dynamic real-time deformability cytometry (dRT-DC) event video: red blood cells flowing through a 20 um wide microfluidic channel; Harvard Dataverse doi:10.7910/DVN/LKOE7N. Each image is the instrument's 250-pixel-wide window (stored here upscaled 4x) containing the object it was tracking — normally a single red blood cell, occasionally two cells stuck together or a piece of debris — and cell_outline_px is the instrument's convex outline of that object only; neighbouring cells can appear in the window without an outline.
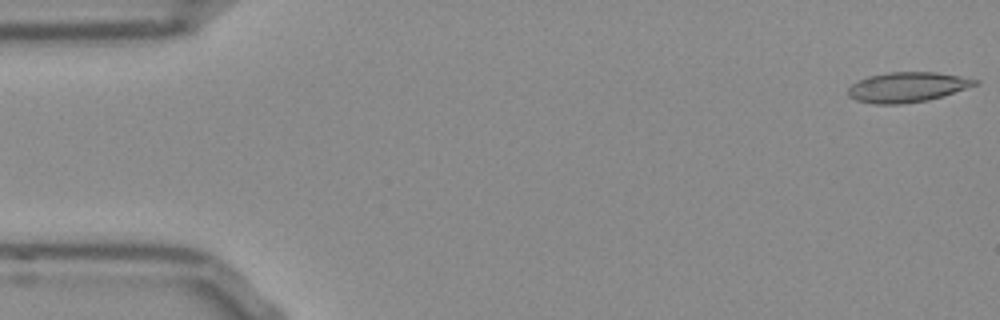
{"species": "Egyptian fruit bat (a non-hibernating species)", "species_latin": "Rousettus aegyptiacus", "temperature_condition": "room temperature", "stored_images_in_passage": 52, "camera_frame_rate_fps": 3000, "um_per_image_px": 0.085, "frame": {"image": 1, "passage_image": 1, "time_ms": 0.0, "image_size_px": [1000, 320], "cell_outline_px": [[980, 80], [976, 84], [928, 100], [900, 104], [872, 104], [856, 100], [848, 96], [848, 88], [852, 84], [868, 76], [888, 72], [936, 72], [960, 76]], "centroid_in_image_um": [77.06, 7.4], "position_along_channel_um": 7.9, "area_um2": 21.91}}
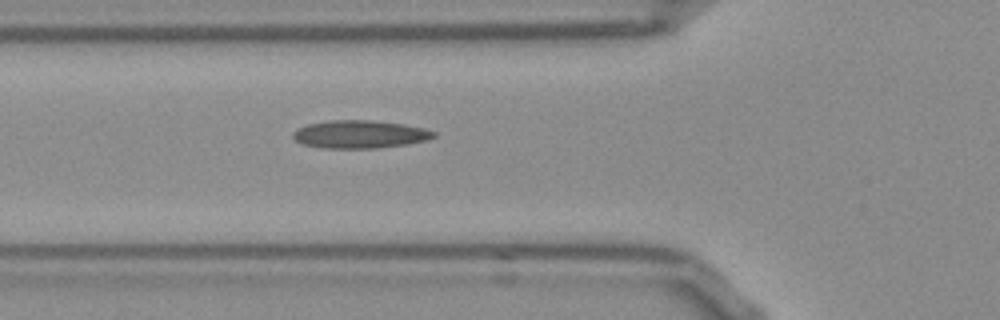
{"frame": {"image": 2, "passage_image": 18, "time_ms": 5.667, "image_size_px": [1000, 320], "cell_outline_px": [[436, 136], [428, 140], [408, 144], [376, 148], [324, 148], [304, 144], [296, 140], [292, 136], [292, 132], [296, 128], [308, 124], [328, 120], [372, 120], [404, 124], [424, 128], [436, 132]], "centroid_in_image_um": [30.6, 11.41], "position_along_channel_um": 95.2, "area_um2": 23.0}}
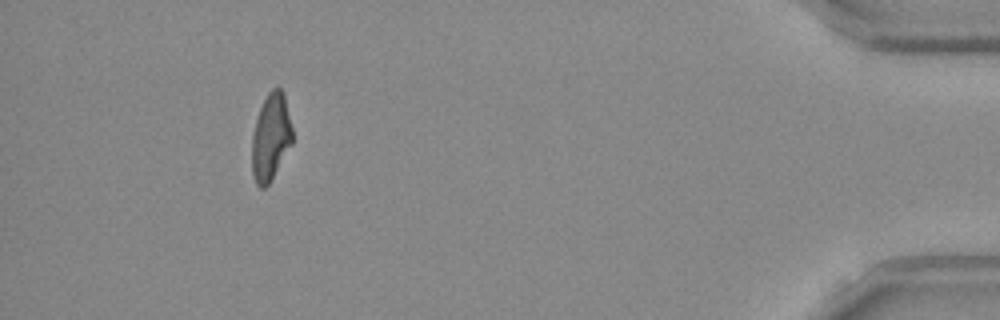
{"frame": {"image": 3, "passage_image": 48, "time_ms": 15.667, "image_size_px": [1000, 320], "cell_outline_px": [[292, 144], [268, 184], [264, 188], [260, 188], [256, 184], [252, 176], [252, 136], [256, 120], [260, 108], [268, 92], [272, 88], [280, 88], [284, 92], [292, 128]], "centroid_in_image_um": [23.01, 11.65], "position_along_channel_um": 412.2, "area_um2": 20.4}, "authors_computed_cell_mechanics": {"area_um2": 21.5594, "velocity_mm_per_s": 3.835, "shape_relaxation_time_tau1_ms": null, "shape_relaxation_time_tau2_ms": 3.1014, "deformation_change_tau1": null, "deformation_change_tau2": 0.1089}}